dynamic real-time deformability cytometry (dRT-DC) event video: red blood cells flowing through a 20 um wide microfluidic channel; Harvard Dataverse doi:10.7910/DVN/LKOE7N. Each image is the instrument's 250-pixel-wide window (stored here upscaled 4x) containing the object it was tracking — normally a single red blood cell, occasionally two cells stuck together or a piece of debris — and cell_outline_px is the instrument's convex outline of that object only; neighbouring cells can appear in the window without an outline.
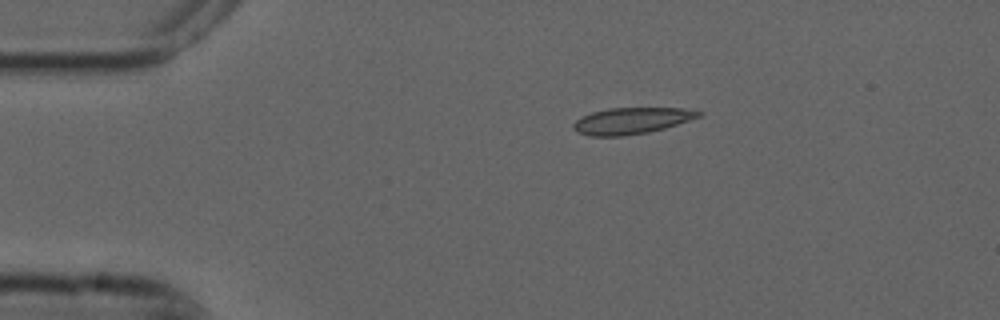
{"species": "common noctule bat (a hibernating species)", "species_latin": "Nyctalus noctula", "temperature_condition": "cold", "stored_images_in_passage": 4, "camera_frame_rate_fps": 3000, "um_per_image_px": 0.085, "animal": {"sex": "male", "forearm_length_mm": 52.5}, "frame": {"image": 1, "passage_image": 2, "time_ms": 0.333, "image_size_px": [1000, 320], "cell_outline_px": [[704, 112], [700, 116], [664, 128], [648, 132], [624, 136], [588, 136], [576, 132], [572, 128], [572, 124], [580, 116], [592, 112], [608, 108], [684, 108]], "centroid_in_image_um": [53.61, 10.26], "position_along_channel_um": 31.4, "area_um2": 19.31}}
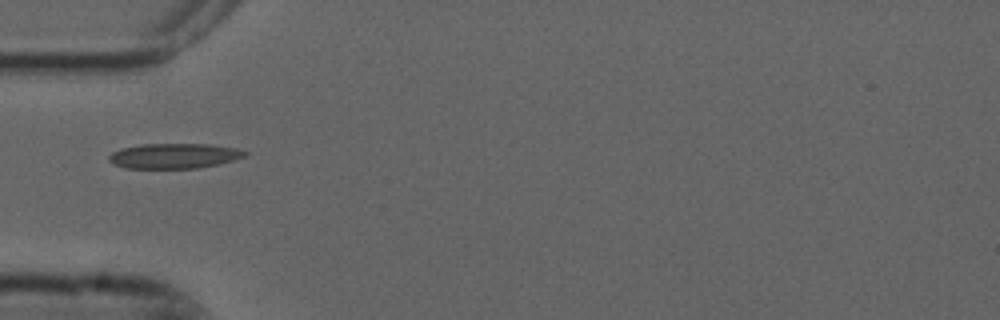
{"frame": {"image": 2, "passage_image": 4, "time_ms": 1.0, "image_size_px": [1000, 320], "cell_outline_px": [[248, 152], [244, 156], [220, 164], [200, 168], [124, 168], [108, 160], [108, 156], [112, 152], [120, 148], [144, 144], [208, 144], [236, 148]], "centroid_in_image_um": [14.79, 13.25], "position_along_channel_um": 70.2, "area_um2": 19.83}}